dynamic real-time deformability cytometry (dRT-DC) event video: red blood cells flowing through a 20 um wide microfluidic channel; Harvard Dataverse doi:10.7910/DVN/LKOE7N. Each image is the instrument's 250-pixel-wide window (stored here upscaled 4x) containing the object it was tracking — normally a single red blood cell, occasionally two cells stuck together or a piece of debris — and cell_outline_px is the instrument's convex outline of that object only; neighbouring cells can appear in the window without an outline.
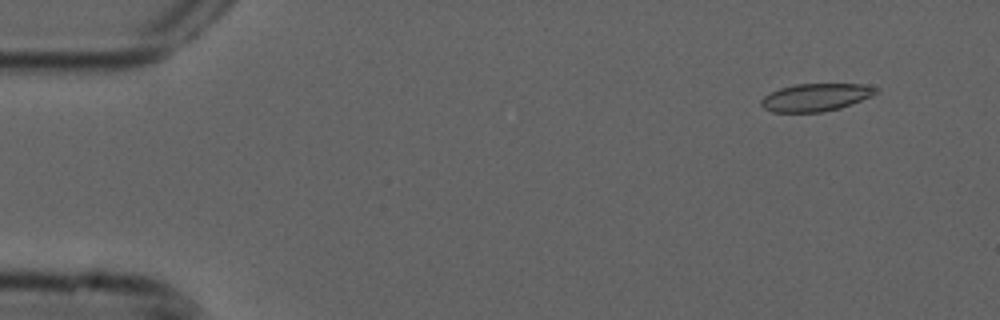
{"species": "common noctule bat (a hibernating species)", "species_latin": "Nyctalus noctula", "temperature_condition": "cold", "stored_images_in_passage": 5, "camera_frame_rate_fps": 3000, "um_per_image_px": 0.085, "animal": {"sex": "male", "forearm_length_mm": 52.5}, "frame": {"image": 1, "passage_image": 2, "time_ms": 0.333, "image_size_px": [1000, 320], "cell_outline_px": [[880, 92], [872, 96], [852, 104], [840, 108], [820, 112], [772, 112], [764, 108], [760, 104], [760, 100], [764, 96], [780, 88], [796, 84], [860, 84], [880, 88]], "centroid_in_image_um": [69.37, 8.27], "position_along_channel_um": 15.6, "area_um2": 18.55}}
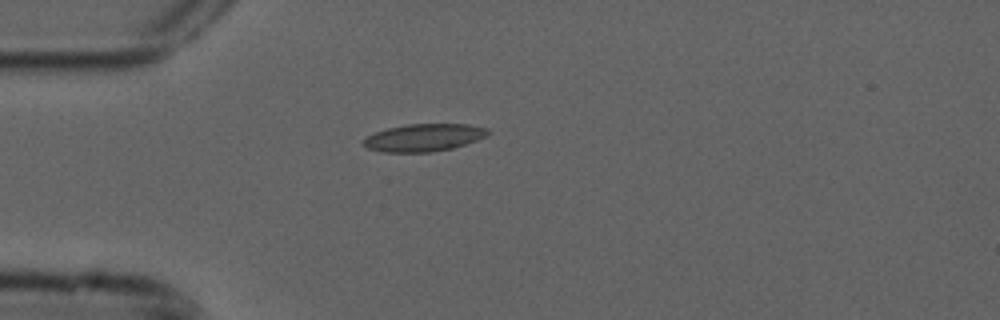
{"frame": {"image": 2, "passage_image": 4, "time_ms": 1.0, "image_size_px": [1000, 320], "cell_outline_px": [[492, 132], [488, 136], [452, 148], [432, 152], [384, 152], [368, 148], [364, 144], [364, 140], [368, 136], [376, 132], [388, 128], [408, 124], [468, 124], [488, 128]], "centroid_in_image_um": [36.09, 11.69], "position_along_channel_um": 48.9, "area_um2": 19.83}}